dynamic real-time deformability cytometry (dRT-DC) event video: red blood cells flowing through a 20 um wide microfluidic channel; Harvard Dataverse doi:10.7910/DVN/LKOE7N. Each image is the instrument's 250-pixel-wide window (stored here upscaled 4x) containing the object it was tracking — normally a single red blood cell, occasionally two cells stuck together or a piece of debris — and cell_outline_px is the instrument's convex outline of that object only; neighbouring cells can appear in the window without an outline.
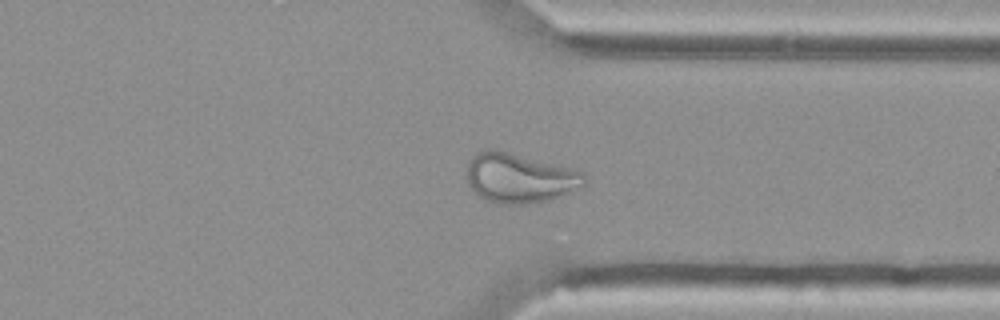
{"species": "Egyptian fruit bat (a non-hibernating species)", "species_latin": "Rousettus aegyptiacus", "temperature_condition": "cold", "stored_images_in_passage": 50, "camera_frame_rate_fps": 3000, "um_per_image_px": 0.085, "animal": {"sex": "female"}, "frame": {"image": 1, "passage_image": 36, "time_ms": 11.667, "image_size_px": [1000, 320], "cell_outline_px": [[588, 180], [584, 188], [548, 200], [524, 204], [508, 204], [488, 200], [480, 196], [468, 184], [468, 160], [472, 156], [484, 148], [496, 148], [572, 168], [584, 172]], "centroid_in_image_um": [44.22, 15.1], "position_along_channel_um": 367.2, "area_um2": 34.33}}